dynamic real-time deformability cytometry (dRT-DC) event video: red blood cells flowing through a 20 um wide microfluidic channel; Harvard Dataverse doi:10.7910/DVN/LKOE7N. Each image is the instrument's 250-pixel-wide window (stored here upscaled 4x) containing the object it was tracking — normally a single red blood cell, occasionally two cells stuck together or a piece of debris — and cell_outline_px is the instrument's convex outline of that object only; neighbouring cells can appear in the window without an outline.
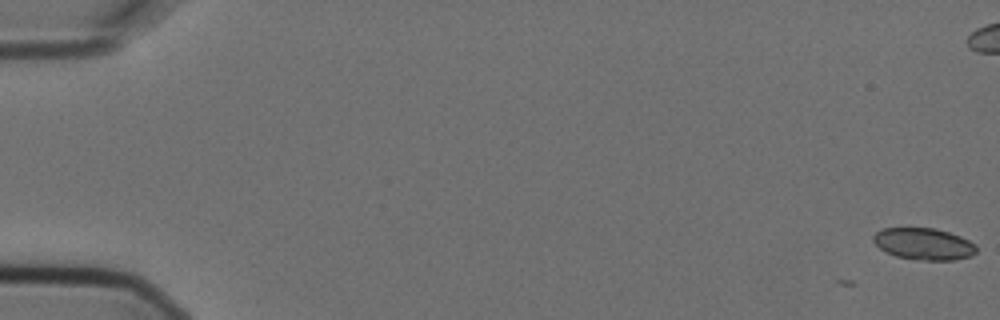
{"species": "Egyptian fruit bat (a non-hibernating species)", "species_latin": "Rousettus aegyptiacus", "temperature_condition": "cold", "stored_images_in_passage": 5, "camera_frame_rate_fps": 3000, "um_per_image_px": 0.085, "animal": {"sex": "female"}, "frame": {"image": 1, "passage_image": 1, "time_ms": 0.0, "image_size_px": [1000, 320], "cell_outline_px": [[976, 252], [972, 256], [956, 260], [916, 260], [896, 256], [880, 248], [872, 240], [872, 236], [876, 232], [884, 228], [936, 228], [960, 236], [976, 244]], "centroid_in_image_um": [78.54, 20.73], "position_along_channel_um": 6.5, "area_um2": 19.13}}